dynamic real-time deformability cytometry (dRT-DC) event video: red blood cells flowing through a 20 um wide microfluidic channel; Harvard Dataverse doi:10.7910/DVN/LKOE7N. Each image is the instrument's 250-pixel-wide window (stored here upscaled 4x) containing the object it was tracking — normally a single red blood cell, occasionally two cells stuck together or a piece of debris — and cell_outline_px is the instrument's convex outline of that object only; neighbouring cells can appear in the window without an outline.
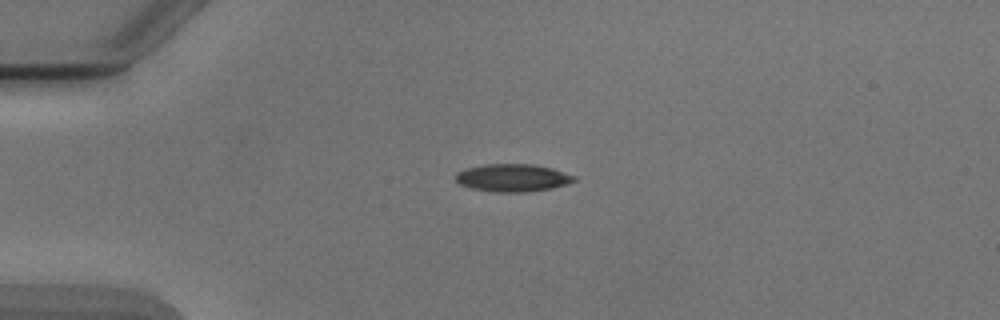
{"species": "Egyptian fruit bat (a non-hibernating species)", "species_latin": "Rousettus aegyptiacus", "temperature_condition": "cold", "stored_images_in_passage": 4, "camera_frame_rate_fps": 3000, "um_per_image_px": 0.085, "animal": {"sex": "male"}, "frame": {"image": 1, "passage_image": 3, "time_ms": 2.333, "image_size_px": [1000, 320], "cell_outline_px": [[576, 180], [568, 184], [552, 188], [524, 192], [492, 192], [472, 188], [460, 184], [456, 180], [456, 172], [468, 168], [488, 164], [532, 164], [552, 168], [576, 176]], "centroid_in_image_um": [43.6, 15.12], "position_along_channel_um": 41.4, "area_um2": 19.02}}